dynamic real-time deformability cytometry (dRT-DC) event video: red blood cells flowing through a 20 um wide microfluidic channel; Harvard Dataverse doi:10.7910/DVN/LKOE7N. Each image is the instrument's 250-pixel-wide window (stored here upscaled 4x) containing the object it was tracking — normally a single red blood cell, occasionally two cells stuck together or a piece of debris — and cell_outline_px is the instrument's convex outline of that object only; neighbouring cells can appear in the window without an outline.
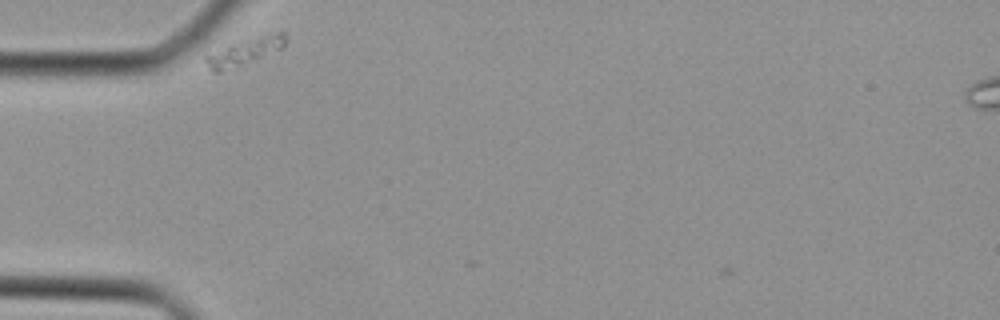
{"species": "Egyptian fruit bat (a non-hibernating species)", "species_latin": "Rousettus aegyptiacus", "temperature_condition": "cold", "stored_images_in_passage": 2, "camera_frame_rate_fps": 3000, "um_per_image_px": 0.085, "animal": {"sex": "female"}, "frame": {"image": 1, "passage_image": 1, "time_ms": 0.0, "image_size_px": [1000, 320], "cell_outline_px": [[288, 36], [284, 44], [280, 48], [224, 72], [212, 72], [208, 68], [204, 60], [204, 52], [272, 32], [284, 32]], "centroid_in_image_um": [20.67, 4.38], "position_along_channel_um": 64.3, "area_um2": 12.48}}